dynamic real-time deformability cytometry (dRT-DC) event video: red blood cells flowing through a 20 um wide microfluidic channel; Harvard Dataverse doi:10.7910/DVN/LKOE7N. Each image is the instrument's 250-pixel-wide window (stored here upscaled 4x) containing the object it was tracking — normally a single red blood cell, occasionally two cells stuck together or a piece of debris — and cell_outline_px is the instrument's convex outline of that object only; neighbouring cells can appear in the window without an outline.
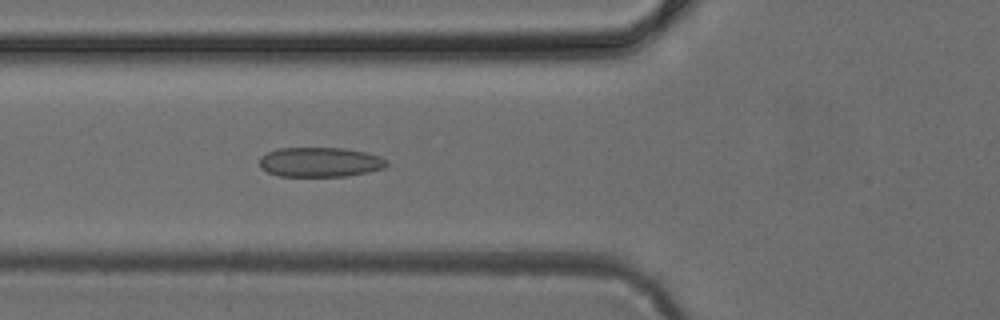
{"species": "common noctule bat (a hibernating species)", "species_latin": "Nyctalus noctula", "temperature_condition": "cold", "stored_images_in_passage": 47, "camera_frame_rate_fps": 3000, "um_per_image_px": 0.085, "animal": {"sex": "female", "body_mass_g": 24.6, "forearm_length_mm": 56.2}, "frame": {"image": 1, "passage_image": 17, "time_ms": 5.333, "image_size_px": [1000, 320], "cell_outline_px": [[388, 164], [384, 168], [368, 172], [344, 176], [276, 176], [260, 168], [260, 156], [268, 152], [280, 148], [344, 148], [364, 152], [380, 156], [388, 160]], "centroid_in_image_um": [27.2, 13.78], "position_along_channel_um": 98.6, "area_um2": 22.02}}
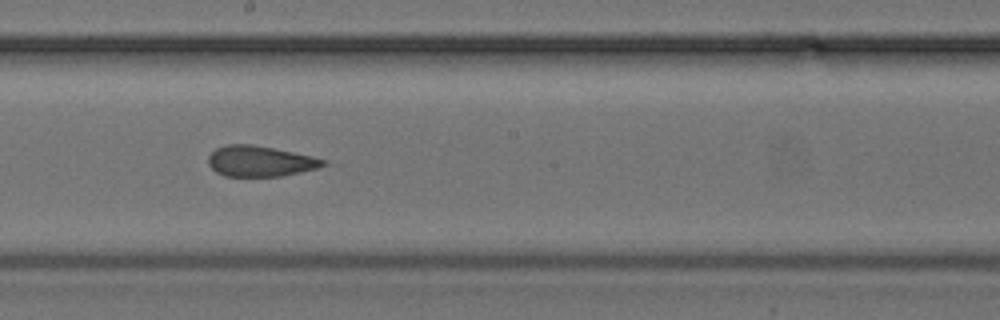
{"frame": {"image": 2, "passage_image": 26, "time_ms": 8.333, "image_size_px": [1000, 320], "cell_outline_px": [[328, 164], [320, 168], [284, 176], [224, 176], [216, 172], [208, 164], [208, 156], [216, 148], [228, 144], [252, 144], [312, 156], [324, 160]], "centroid_in_image_um": [22.11, 13.71], "position_along_channel_um": 226.1, "area_um2": 20.58}}
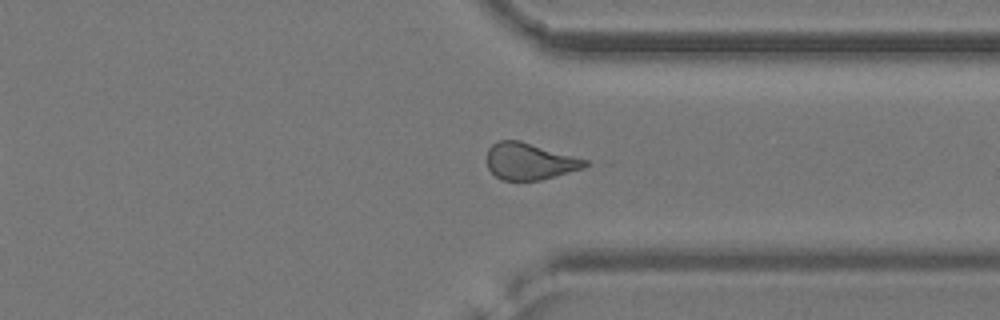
{"frame": {"image": 3, "passage_image": 36, "time_ms": 11.667, "image_size_px": [1000, 320], "cell_outline_px": [[592, 164], [584, 168], [556, 176], [540, 180], [500, 180], [488, 168], [488, 148], [496, 140], [520, 140], [588, 160]], "centroid_in_image_um": [45.04, 13.71], "position_along_channel_um": 366.4, "area_um2": 21.1}}